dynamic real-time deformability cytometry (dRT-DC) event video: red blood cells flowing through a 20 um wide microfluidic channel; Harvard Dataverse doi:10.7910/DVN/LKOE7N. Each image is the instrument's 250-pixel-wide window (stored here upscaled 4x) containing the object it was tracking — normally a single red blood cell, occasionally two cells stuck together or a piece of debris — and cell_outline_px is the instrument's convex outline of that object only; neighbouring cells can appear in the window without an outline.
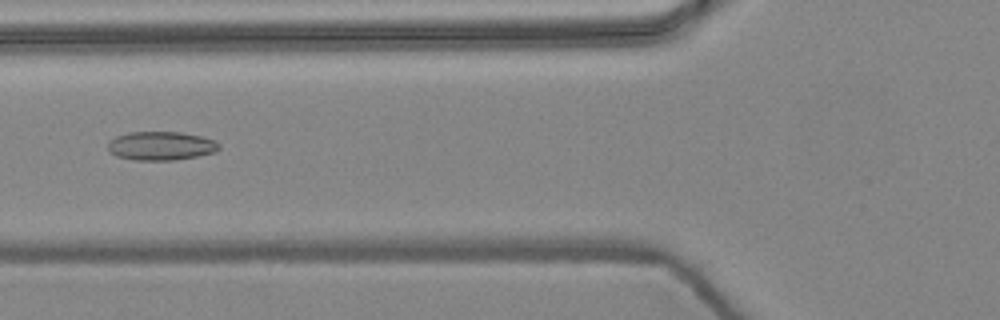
{"species": "common noctule bat (a hibernating species)", "species_latin": "Nyctalus noctula", "temperature_condition": "warm", "stored_images_in_passage": 5, "camera_frame_rate_fps": 3000, "um_per_image_px": 0.085, "animal": {"sex": "female", "body_mass_g": 24.6, "forearm_length_mm": 56.2}, "frame": {"image": 1, "passage_image": 5, "time_ms": 1.333, "image_size_px": [1000, 320], "cell_outline_px": [[220, 148], [216, 152], [196, 156], [172, 160], [132, 160], [116, 156], [108, 152], [108, 140], [116, 136], [128, 132], [180, 132], [200, 136], [216, 140], [220, 144]], "centroid_in_image_um": [13.66, 12.39], "position_along_channel_um": 112.1, "area_um2": 18.79}}